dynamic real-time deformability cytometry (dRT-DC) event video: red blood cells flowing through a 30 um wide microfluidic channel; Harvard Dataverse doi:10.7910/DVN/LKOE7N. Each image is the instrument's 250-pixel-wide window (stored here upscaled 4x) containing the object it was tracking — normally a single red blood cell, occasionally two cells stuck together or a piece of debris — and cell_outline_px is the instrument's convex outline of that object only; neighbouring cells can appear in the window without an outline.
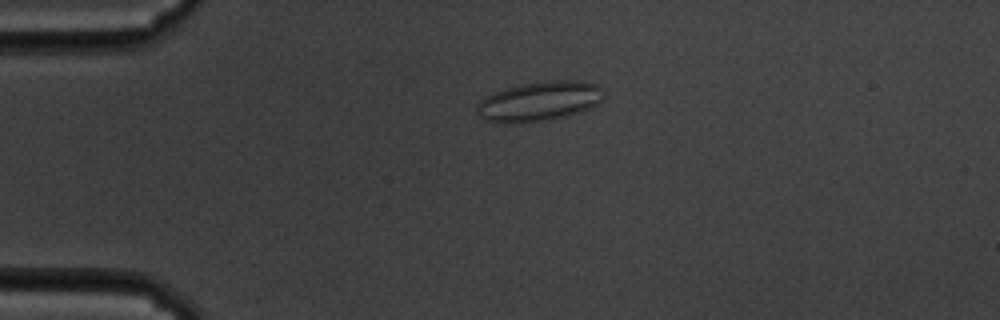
{"species": "common noctule bat (a hibernating species)", "species_latin": "Nyctalus noctula", "temperature_condition": "cold", "stored_images_in_passage": 60, "camera_frame_rate_fps": 3000, "um_per_image_px": 0.085, "animal": {"sex": "male", "body_mass_g": 19.5, "forearm_length_mm": 54.6}, "frame": {"image": 1, "passage_image": 14, "time_ms": 4.333, "image_size_px": [1000, 320], "cell_outline_px": [[604, 96], [596, 104], [580, 112], [568, 116], [548, 120], [504, 124], [484, 120], [476, 112], [476, 108], [480, 100], [484, 96], [508, 88], [524, 84], [552, 80], [572, 80], [596, 84], [604, 88]], "centroid_in_image_um": [45.83, 8.62], "position_along_channel_um": 39.2, "area_um2": 29.25}}
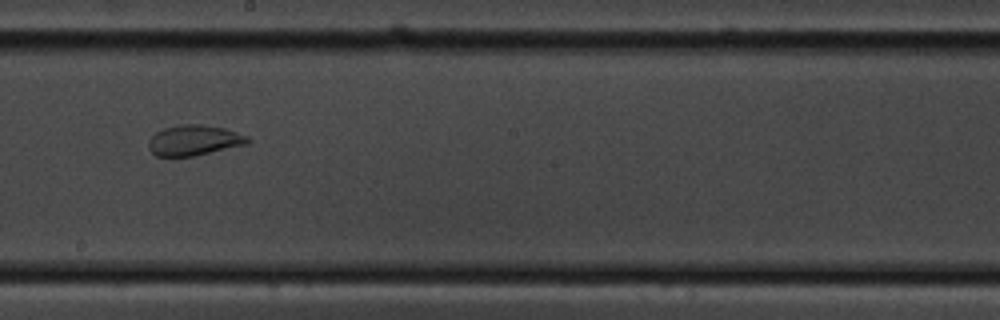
{"frame": {"image": 2, "passage_image": 34, "time_ms": 11.0, "image_size_px": [1000, 320], "cell_outline_px": [[252, 140], [248, 144], [196, 156], [156, 156], [148, 148], [148, 140], [156, 132], [164, 128], [180, 124], [200, 124], [224, 128], [248, 136]], "centroid_in_image_um": [16.51, 11.93], "position_along_channel_um": 231.7, "area_um2": 17.74}}
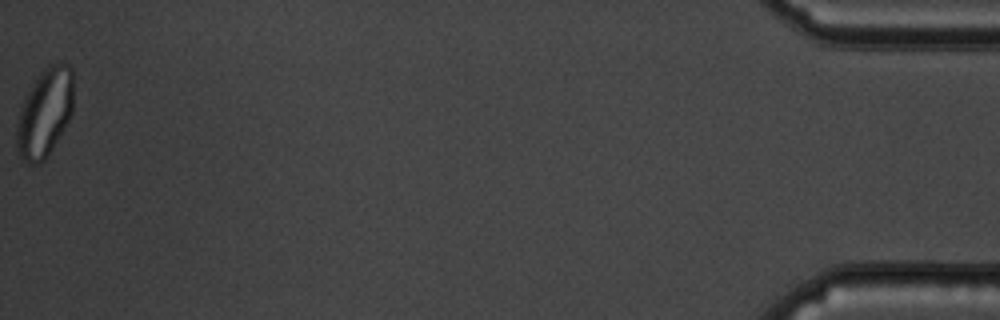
{"frame": {"image": 3, "passage_image": 60, "time_ms": 19.667, "image_size_px": [1000, 320], "cell_outline_px": [[72, 112], [64, 128], [52, 148], [44, 160], [36, 164], [28, 164], [20, 156], [16, 148], [16, 124], [20, 108], [32, 84], [40, 72], [48, 64], [68, 64], [72, 68]], "centroid_in_image_um": [3.78, 9.59], "position_along_channel_um": 431.4, "area_um2": 29.02}}